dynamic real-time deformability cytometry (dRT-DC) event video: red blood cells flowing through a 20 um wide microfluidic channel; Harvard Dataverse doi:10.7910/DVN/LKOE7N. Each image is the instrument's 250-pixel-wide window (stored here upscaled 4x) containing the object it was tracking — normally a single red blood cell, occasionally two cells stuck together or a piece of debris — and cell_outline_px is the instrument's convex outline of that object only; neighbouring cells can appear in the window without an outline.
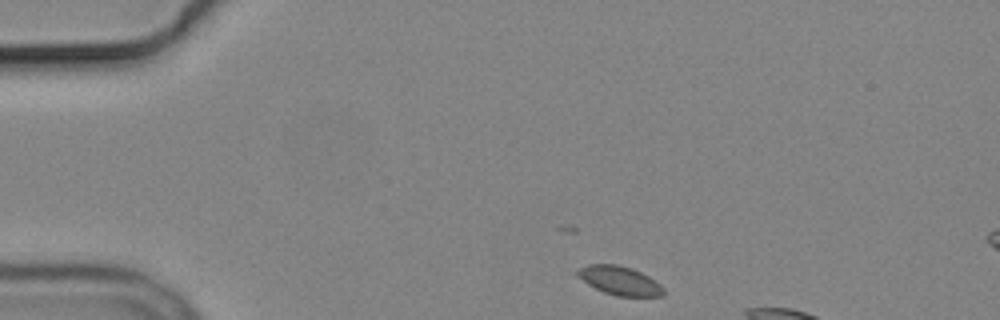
{"species": "common noctule bat (a hibernating species)", "species_latin": "Nyctalus noctula", "temperature_condition": "cold", "stored_images_in_passage": 3, "camera_frame_rate_fps": 3000, "um_per_image_px": 0.085, "animal": {"sex": "male", "body_mass_g": 19.2, "forearm_length_mm": 51.8}, "frame": {"image": 1, "passage_image": 1, "time_ms": 0.0, "image_size_px": [1000, 320], "cell_outline_px": [[664, 296], [616, 296], [604, 292], [588, 284], [572, 272], [588, 264], [616, 264], [632, 268], [648, 276], [660, 284], [664, 288]], "centroid_in_image_um": [52.65, 23.84], "position_along_channel_um": 32.3, "area_um2": 14.45}}